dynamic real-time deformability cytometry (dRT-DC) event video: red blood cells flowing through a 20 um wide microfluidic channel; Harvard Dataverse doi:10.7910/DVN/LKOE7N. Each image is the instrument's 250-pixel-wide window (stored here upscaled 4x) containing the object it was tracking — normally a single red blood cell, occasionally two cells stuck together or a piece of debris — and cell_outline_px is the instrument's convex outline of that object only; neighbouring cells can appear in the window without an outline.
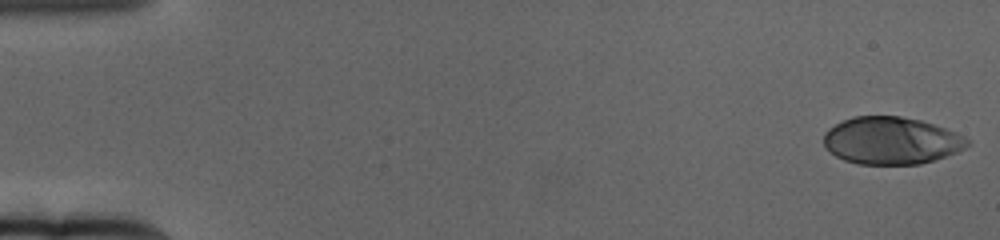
{"species": "human", "species_latin": "Homo sapiens", "temperature_condition": "cold", "stored_images_in_passage": 65, "camera_frame_rate_fps": 3000, "um_per_image_px": 0.085, "donor": {"sex": "female"}, "frame": {"image": 1, "passage_image": 1, "time_ms": 0.0, "image_size_px": [1000, 240], "cell_outline_px": [[972, 140], [964, 148], [956, 152], [920, 164], [856, 164], [844, 160], [836, 156], [824, 148], [824, 132], [828, 128], [852, 116], [900, 116], [920, 120], [956, 132]], "centroid_in_image_um": [75.73, 11.95], "position_along_channel_um": 9.3, "area_um2": 39.59}}
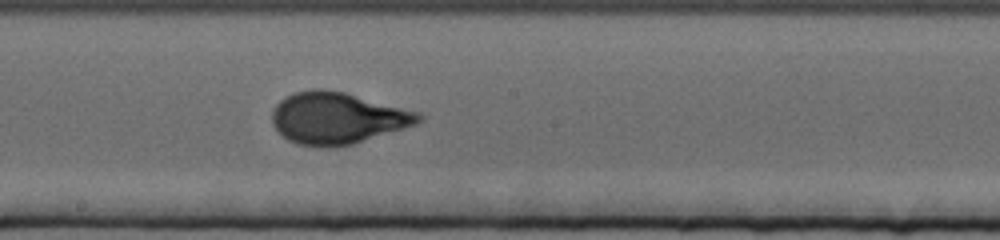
{"frame": {"image": 2, "passage_image": 36, "time_ms": 11.667, "image_size_px": [1000, 240], "cell_outline_px": [[424, 120], [416, 124], [352, 144], [336, 148], [324, 148], [296, 144], [288, 140], [272, 124], [272, 112], [276, 104], [284, 96], [296, 92], [312, 88], [320, 88], [344, 92], [420, 112], [424, 116]], "centroid_in_image_um": [28.67, 10.04], "position_along_channel_um": 219.5, "area_um2": 44.27}}
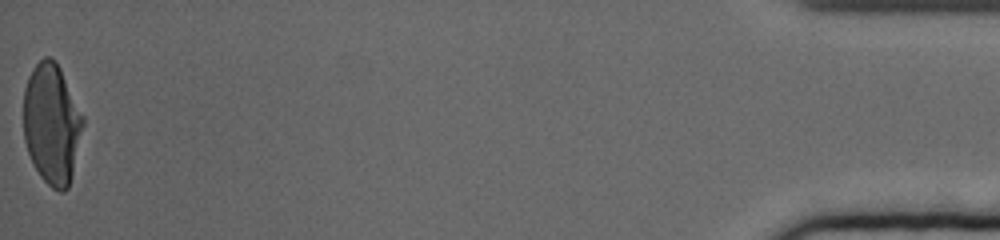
{"frame": {"image": 3, "passage_image": 65, "time_ms": 21.333, "image_size_px": [1000, 240], "cell_outline_px": [[84, 124], [68, 188], [64, 192], [60, 192], [52, 188], [40, 176], [28, 152], [24, 140], [24, 88], [28, 76], [32, 68], [44, 56], [52, 56], [56, 60], [84, 116]], "centroid_in_image_um": [4.4, 10.49], "position_along_channel_um": 430.8, "area_um2": 41.73}, "authors_computed_cell_mechanics": {"area_um2": 41.7316, "velocity_mm_per_s": 3.1189, "shape_relaxation_time_tau1_ms": 4.9302, "shape_relaxation_time_tau2_ms": null, "deformation_change_tau1": 0.2142, "deformation_change_tau2": null}}